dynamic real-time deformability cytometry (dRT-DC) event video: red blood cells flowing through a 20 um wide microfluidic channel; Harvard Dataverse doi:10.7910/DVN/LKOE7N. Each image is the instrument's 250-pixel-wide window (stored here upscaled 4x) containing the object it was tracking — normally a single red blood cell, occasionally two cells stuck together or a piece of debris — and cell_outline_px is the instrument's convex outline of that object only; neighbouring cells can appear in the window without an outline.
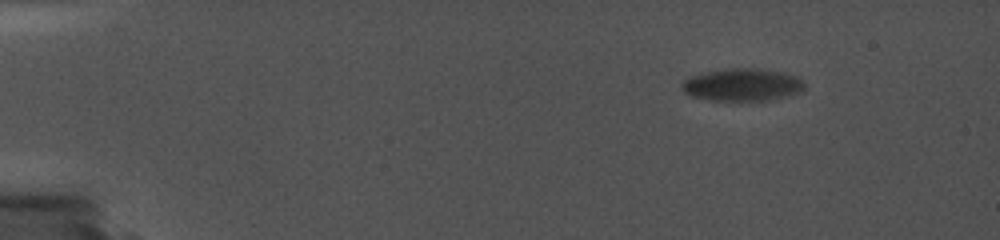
{"species": "common noctule bat (a hibernating species)", "species_latin": "Nyctalus noctula", "temperature_condition": "cold", "stored_images_in_passage": 34, "camera_frame_rate_fps": 5000, "um_per_image_px": 0.085, "animal": {"sex": "female", "body_mass_g": 19.0, "forearm_length_mm": 56.7}, "frame": {"image": 1, "passage_image": 1, "time_ms": 0.0, "image_size_px": [1000, 240], "cell_outline_px": [[804, 88], [800, 92], [768, 100], [708, 100], [692, 96], [684, 92], [680, 84], [688, 76], [724, 68], [760, 68], [784, 72], [796, 76], [804, 80]], "centroid_in_image_um": [63.08, 7.18], "position_along_channel_um": 21.9, "area_um2": 23.35}}
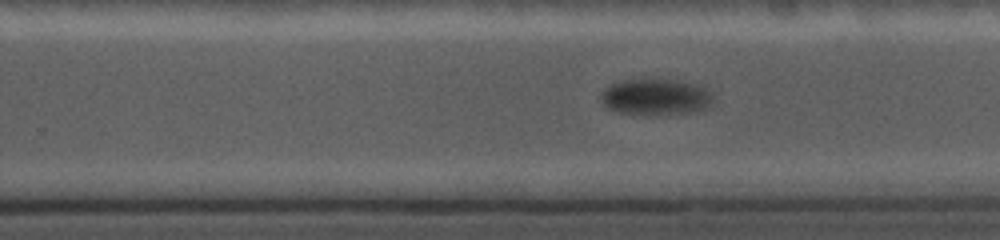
{"frame": {"image": 2, "passage_image": 24, "time_ms": 10.6, "image_size_px": [1000, 240], "cell_outline_px": [[712, 104], [708, 108], [688, 112], [660, 116], [648, 116], [616, 112], [608, 108], [600, 100], [600, 96], [604, 88], [612, 84], [628, 80], [676, 80], [696, 84], [704, 88], [712, 96]], "centroid_in_image_um": [55.71, 8.28], "position_along_channel_um": 274.1, "area_um2": 23.81}}
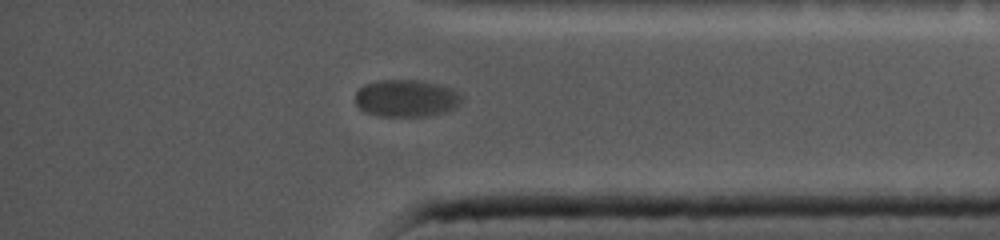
{"frame": {"image": 3, "passage_image": 31, "time_ms": 14.2, "image_size_px": [1000, 240], "cell_outline_px": [[464, 100], [460, 104], [444, 112], [428, 116], [380, 116], [364, 112], [356, 104], [356, 92], [364, 84], [380, 80], [416, 80], [440, 84], [452, 88], [464, 96]], "centroid_in_image_um": [34.56, 8.35], "position_along_channel_um": 400.6, "area_um2": 23.24}}